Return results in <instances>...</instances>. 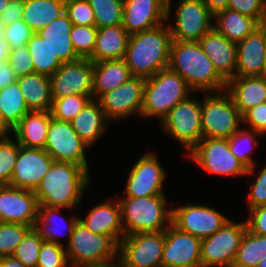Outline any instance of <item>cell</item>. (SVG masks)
<instances>
[{"instance_id": "obj_30", "label": "cell", "mask_w": 266, "mask_h": 267, "mask_svg": "<svg viewBox=\"0 0 266 267\" xmlns=\"http://www.w3.org/2000/svg\"><path fill=\"white\" fill-rule=\"evenodd\" d=\"M124 59L102 60L93 63V99L109 92L132 78Z\"/></svg>"}, {"instance_id": "obj_36", "label": "cell", "mask_w": 266, "mask_h": 267, "mask_svg": "<svg viewBox=\"0 0 266 267\" xmlns=\"http://www.w3.org/2000/svg\"><path fill=\"white\" fill-rule=\"evenodd\" d=\"M266 257V235L246 230L232 267H256Z\"/></svg>"}, {"instance_id": "obj_33", "label": "cell", "mask_w": 266, "mask_h": 267, "mask_svg": "<svg viewBox=\"0 0 266 267\" xmlns=\"http://www.w3.org/2000/svg\"><path fill=\"white\" fill-rule=\"evenodd\" d=\"M260 26L256 19L229 8L214 14L213 28L235 43L243 40Z\"/></svg>"}, {"instance_id": "obj_1", "label": "cell", "mask_w": 266, "mask_h": 267, "mask_svg": "<svg viewBox=\"0 0 266 267\" xmlns=\"http://www.w3.org/2000/svg\"><path fill=\"white\" fill-rule=\"evenodd\" d=\"M90 176L84 167L54 161L34 190L39 205L75 210L81 204L85 190L89 188Z\"/></svg>"}, {"instance_id": "obj_43", "label": "cell", "mask_w": 266, "mask_h": 267, "mask_svg": "<svg viewBox=\"0 0 266 267\" xmlns=\"http://www.w3.org/2000/svg\"><path fill=\"white\" fill-rule=\"evenodd\" d=\"M31 228L26 224L0 222V258L12 256Z\"/></svg>"}, {"instance_id": "obj_60", "label": "cell", "mask_w": 266, "mask_h": 267, "mask_svg": "<svg viewBox=\"0 0 266 267\" xmlns=\"http://www.w3.org/2000/svg\"><path fill=\"white\" fill-rule=\"evenodd\" d=\"M260 77L266 79V52H265L264 64H263Z\"/></svg>"}, {"instance_id": "obj_18", "label": "cell", "mask_w": 266, "mask_h": 267, "mask_svg": "<svg viewBox=\"0 0 266 267\" xmlns=\"http://www.w3.org/2000/svg\"><path fill=\"white\" fill-rule=\"evenodd\" d=\"M49 78L53 99L73 94L93 96V62L90 59L63 63Z\"/></svg>"}, {"instance_id": "obj_8", "label": "cell", "mask_w": 266, "mask_h": 267, "mask_svg": "<svg viewBox=\"0 0 266 267\" xmlns=\"http://www.w3.org/2000/svg\"><path fill=\"white\" fill-rule=\"evenodd\" d=\"M160 128L188 154L203 138L201 100L189 95L176 104L160 122Z\"/></svg>"}, {"instance_id": "obj_25", "label": "cell", "mask_w": 266, "mask_h": 267, "mask_svg": "<svg viewBox=\"0 0 266 267\" xmlns=\"http://www.w3.org/2000/svg\"><path fill=\"white\" fill-rule=\"evenodd\" d=\"M69 210L64 207H49L45 205L38 206V218L35 224V229L39 232L43 240L48 242H54L61 246H64L61 240H58L67 233V244L70 241L76 223L79 221V216H73L65 218L61 214L63 211ZM61 222V223H60ZM62 224V225H61ZM63 231V233H61ZM66 231V233H65ZM60 232V233H59Z\"/></svg>"}, {"instance_id": "obj_38", "label": "cell", "mask_w": 266, "mask_h": 267, "mask_svg": "<svg viewBox=\"0 0 266 267\" xmlns=\"http://www.w3.org/2000/svg\"><path fill=\"white\" fill-rule=\"evenodd\" d=\"M258 137L265 138L260 132L249 128H240L235 134L228 138L231 153L247 168H252L256 163L252 154L258 146ZM257 139V140H256ZM256 146V147H255ZM251 154V155H250Z\"/></svg>"}, {"instance_id": "obj_7", "label": "cell", "mask_w": 266, "mask_h": 267, "mask_svg": "<svg viewBox=\"0 0 266 267\" xmlns=\"http://www.w3.org/2000/svg\"><path fill=\"white\" fill-rule=\"evenodd\" d=\"M201 124L203 138L228 139L242 126V115L226 91L203 93Z\"/></svg>"}, {"instance_id": "obj_2", "label": "cell", "mask_w": 266, "mask_h": 267, "mask_svg": "<svg viewBox=\"0 0 266 267\" xmlns=\"http://www.w3.org/2000/svg\"><path fill=\"white\" fill-rule=\"evenodd\" d=\"M168 67L195 93L226 90L227 82L218 74L198 41L172 40Z\"/></svg>"}, {"instance_id": "obj_39", "label": "cell", "mask_w": 266, "mask_h": 267, "mask_svg": "<svg viewBox=\"0 0 266 267\" xmlns=\"http://www.w3.org/2000/svg\"><path fill=\"white\" fill-rule=\"evenodd\" d=\"M95 15V26L121 25L124 0H88Z\"/></svg>"}, {"instance_id": "obj_47", "label": "cell", "mask_w": 266, "mask_h": 267, "mask_svg": "<svg viewBox=\"0 0 266 267\" xmlns=\"http://www.w3.org/2000/svg\"><path fill=\"white\" fill-rule=\"evenodd\" d=\"M255 164L252 168L247 169L246 176L257 175L254 178V182L249 187V193L247 194V202L250 209L266 205V164L263 169L260 168L258 173H256Z\"/></svg>"}, {"instance_id": "obj_26", "label": "cell", "mask_w": 266, "mask_h": 267, "mask_svg": "<svg viewBox=\"0 0 266 267\" xmlns=\"http://www.w3.org/2000/svg\"><path fill=\"white\" fill-rule=\"evenodd\" d=\"M226 91L243 115L250 108L266 102V79L260 76H235L227 82Z\"/></svg>"}, {"instance_id": "obj_46", "label": "cell", "mask_w": 266, "mask_h": 267, "mask_svg": "<svg viewBox=\"0 0 266 267\" xmlns=\"http://www.w3.org/2000/svg\"><path fill=\"white\" fill-rule=\"evenodd\" d=\"M65 14L77 26H95V15L88 0H66Z\"/></svg>"}, {"instance_id": "obj_51", "label": "cell", "mask_w": 266, "mask_h": 267, "mask_svg": "<svg viewBox=\"0 0 266 267\" xmlns=\"http://www.w3.org/2000/svg\"><path fill=\"white\" fill-rule=\"evenodd\" d=\"M260 132L266 137V102L250 108L242 115V126Z\"/></svg>"}, {"instance_id": "obj_21", "label": "cell", "mask_w": 266, "mask_h": 267, "mask_svg": "<svg viewBox=\"0 0 266 267\" xmlns=\"http://www.w3.org/2000/svg\"><path fill=\"white\" fill-rule=\"evenodd\" d=\"M53 162L44 149L20 146L10 186L35 190Z\"/></svg>"}, {"instance_id": "obj_35", "label": "cell", "mask_w": 266, "mask_h": 267, "mask_svg": "<svg viewBox=\"0 0 266 267\" xmlns=\"http://www.w3.org/2000/svg\"><path fill=\"white\" fill-rule=\"evenodd\" d=\"M66 0H23L22 20L37 33L65 13Z\"/></svg>"}, {"instance_id": "obj_16", "label": "cell", "mask_w": 266, "mask_h": 267, "mask_svg": "<svg viewBox=\"0 0 266 267\" xmlns=\"http://www.w3.org/2000/svg\"><path fill=\"white\" fill-rule=\"evenodd\" d=\"M145 80L133 76L97 99L108 121L127 120L132 115L141 117Z\"/></svg>"}, {"instance_id": "obj_44", "label": "cell", "mask_w": 266, "mask_h": 267, "mask_svg": "<svg viewBox=\"0 0 266 267\" xmlns=\"http://www.w3.org/2000/svg\"><path fill=\"white\" fill-rule=\"evenodd\" d=\"M96 35V26H72L70 39L80 59H89L92 56Z\"/></svg>"}, {"instance_id": "obj_48", "label": "cell", "mask_w": 266, "mask_h": 267, "mask_svg": "<svg viewBox=\"0 0 266 267\" xmlns=\"http://www.w3.org/2000/svg\"><path fill=\"white\" fill-rule=\"evenodd\" d=\"M228 8L266 24V0H229Z\"/></svg>"}, {"instance_id": "obj_59", "label": "cell", "mask_w": 266, "mask_h": 267, "mask_svg": "<svg viewBox=\"0 0 266 267\" xmlns=\"http://www.w3.org/2000/svg\"><path fill=\"white\" fill-rule=\"evenodd\" d=\"M10 2V0H0V15L6 8V5Z\"/></svg>"}, {"instance_id": "obj_14", "label": "cell", "mask_w": 266, "mask_h": 267, "mask_svg": "<svg viewBox=\"0 0 266 267\" xmlns=\"http://www.w3.org/2000/svg\"><path fill=\"white\" fill-rule=\"evenodd\" d=\"M157 156L156 152H146L132 165L123 195L133 198L165 195L167 172Z\"/></svg>"}, {"instance_id": "obj_4", "label": "cell", "mask_w": 266, "mask_h": 267, "mask_svg": "<svg viewBox=\"0 0 266 267\" xmlns=\"http://www.w3.org/2000/svg\"><path fill=\"white\" fill-rule=\"evenodd\" d=\"M118 201L125 235L165 231L171 224L172 207L168 206L166 195L125 196Z\"/></svg>"}, {"instance_id": "obj_3", "label": "cell", "mask_w": 266, "mask_h": 267, "mask_svg": "<svg viewBox=\"0 0 266 267\" xmlns=\"http://www.w3.org/2000/svg\"><path fill=\"white\" fill-rule=\"evenodd\" d=\"M166 23L130 35L124 60L132 76L147 79L168 67L172 35Z\"/></svg>"}, {"instance_id": "obj_15", "label": "cell", "mask_w": 266, "mask_h": 267, "mask_svg": "<svg viewBox=\"0 0 266 267\" xmlns=\"http://www.w3.org/2000/svg\"><path fill=\"white\" fill-rule=\"evenodd\" d=\"M172 208L171 223L179 230L205 239L219 230L229 218L214 207L187 203Z\"/></svg>"}, {"instance_id": "obj_12", "label": "cell", "mask_w": 266, "mask_h": 267, "mask_svg": "<svg viewBox=\"0 0 266 267\" xmlns=\"http://www.w3.org/2000/svg\"><path fill=\"white\" fill-rule=\"evenodd\" d=\"M165 231L125 235L119 243L123 267H162Z\"/></svg>"}, {"instance_id": "obj_58", "label": "cell", "mask_w": 266, "mask_h": 267, "mask_svg": "<svg viewBox=\"0 0 266 267\" xmlns=\"http://www.w3.org/2000/svg\"><path fill=\"white\" fill-rule=\"evenodd\" d=\"M90 267H123L122 264L117 261L111 264L103 265V266H90Z\"/></svg>"}, {"instance_id": "obj_10", "label": "cell", "mask_w": 266, "mask_h": 267, "mask_svg": "<svg viewBox=\"0 0 266 267\" xmlns=\"http://www.w3.org/2000/svg\"><path fill=\"white\" fill-rule=\"evenodd\" d=\"M246 222L229 219L219 230L201 242V267H232Z\"/></svg>"}, {"instance_id": "obj_22", "label": "cell", "mask_w": 266, "mask_h": 267, "mask_svg": "<svg viewBox=\"0 0 266 267\" xmlns=\"http://www.w3.org/2000/svg\"><path fill=\"white\" fill-rule=\"evenodd\" d=\"M236 44L235 76H260L266 52V24Z\"/></svg>"}, {"instance_id": "obj_19", "label": "cell", "mask_w": 266, "mask_h": 267, "mask_svg": "<svg viewBox=\"0 0 266 267\" xmlns=\"http://www.w3.org/2000/svg\"><path fill=\"white\" fill-rule=\"evenodd\" d=\"M38 206L34 190L0 185V222L35 227Z\"/></svg>"}, {"instance_id": "obj_61", "label": "cell", "mask_w": 266, "mask_h": 267, "mask_svg": "<svg viewBox=\"0 0 266 267\" xmlns=\"http://www.w3.org/2000/svg\"><path fill=\"white\" fill-rule=\"evenodd\" d=\"M5 24L0 19V38H4Z\"/></svg>"}, {"instance_id": "obj_32", "label": "cell", "mask_w": 266, "mask_h": 267, "mask_svg": "<svg viewBox=\"0 0 266 267\" xmlns=\"http://www.w3.org/2000/svg\"><path fill=\"white\" fill-rule=\"evenodd\" d=\"M17 82L29 111L51 110L53 98L49 76L35 72L18 77Z\"/></svg>"}, {"instance_id": "obj_11", "label": "cell", "mask_w": 266, "mask_h": 267, "mask_svg": "<svg viewBox=\"0 0 266 267\" xmlns=\"http://www.w3.org/2000/svg\"><path fill=\"white\" fill-rule=\"evenodd\" d=\"M89 149L73 129L71 122L51 117L44 150L54 161L74 163L89 172L90 164L85 154Z\"/></svg>"}, {"instance_id": "obj_28", "label": "cell", "mask_w": 266, "mask_h": 267, "mask_svg": "<svg viewBox=\"0 0 266 267\" xmlns=\"http://www.w3.org/2000/svg\"><path fill=\"white\" fill-rule=\"evenodd\" d=\"M97 99H91L71 121L80 138L92 148L107 131L109 123Z\"/></svg>"}, {"instance_id": "obj_62", "label": "cell", "mask_w": 266, "mask_h": 267, "mask_svg": "<svg viewBox=\"0 0 266 267\" xmlns=\"http://www.w3.org/2000/svg\"><path fill=\"white\" fill-rule=\"evenodd\" d=\"M256 267H266V257Z\"/></svg>"}, {"instance_id": "obj_56", "label": "cell", "mask_w": 266, "mask_h": 267, "mask_svg": "<svg viewBox=\"0 0 266 267\" xmlns=\"http://www.w3.org/2000/svg\"><path fill=\"white\" fill-rule=\"evenodd\" d=\"M0 267H28L13 256H5L0 258Z\"/></svg>"}, {"instance_id": "obj_5", "label": "cell", "mask_w": 266, "mask_h": 267, "mask_svg": "<svg viewBox=\"0 0 266 267\" xmlns=\"http://www.w3.org/2000/svg\"><path fill=\"white\" fill-rule=\"evenodd\" d=\"M194 93L186 81L169 67L147 78L144 84L141 117L157 118L160 122L170 110Z\"/></svg>"}, {"instance_id": "obj_50", "label": "cell", "mask_w": 266, "mask_h": 267, "mask_svg": "<svg viewBox=\"0 0 266 267\" xmlns=\"http://www.w3.org/2000/svg\"><path fill=\"white\" fill-rule=\"evenodd\" d=\"M8 63L17 77L35 73L32 58L27 45L10 50Z\"/></svg>"}, {"instance_id": "obj_41", "label": "cell", "mask_w": 266, "mask_h": 267, "mask_svg": "<svg viewBox=\"0 0 266 267\" xmlns=\"http://www.w3.org/2000/svg\"><path fill=\"white\" fill-rule=\"evenodd\" d=\"M91 99L93 96L77 94L53 99L51 116L60 121L71 122Z\"/></svg>"}, {"instance_id": "obj_40", "label": "cell", "mask_w": 266, "mask_h": 267, "mask_svg": "<svg viewBox=\"0 0 266 267\" xmlns=\"http://www.w3.org/2000/svg\"><path fill=\"white\" fill-rule=\"evenodd\" d=\"M20 145L10 133L0 136V185H10Z\"/></svg>"}, {"instance_id": "obj_55", "label": "cell", "mask_w": 266, "mask_h": 267, "mask_svg": "<svg viewBox=\"0 0 266 267\" xmlns=\"http://www.w3.org/2000/svg\"><path fill=\"white\" fill-rule=\"evenodd\" d=\"M209 10L215 14L216 12L227 9L229 0H203Z\"/></svg>"}, {"instance_id": "obj_37", "label": "cell", "mask_w": 266, "mask_h": 267, "mask_svg": "<svg viewBox=\"0 0 266 267\" xmlns=\"http://www.w3.org/2000/svg\"><path fill=\"white\" fill-rule=\"evenodd\" d=\"M36 73L51 76L63 62L53 53L45 39L34 33L27 43Z\"/></svg>"}, {"instance_id": "obj_23", "label": "cell", "mask_w": 266, "mask_h": 267, "mask_svg": "<svg viewBox=\"0 0 266 267\" xmlns=\"http://www.w3.org/2000/svg\"><path fill=\"white\" fill-rule=\"evenodd\" d=\"M218 74L228 82L235 77L237 44L214 28L198 41Z\"/></svg>"}, {"instance_id": "obj_45", "label": "cell", "mask_w": 266, "mask_h": 267, "mask_svg": "<svg viewBox=\"0 0 266 267\" xmlns=\"http://www.w3.org/2000/svg\"><path fill=\"white\" fill-rule=\"evenodd\" d=\"M36 267H71L65 247L44 240L39 251Z\"/></svg>"}, {"instance_id": "obj_31", "label": "cell", "mask_w": 266, "mask_h": 267, "mask_svg": "<svg viewBox=\"0 0 266 267\" xmlns=\"http://www.w3.org/2000/svg\"><path fill=\"white\" fill-rule=\"evenodd\" d=\"M73 24L64 13L37 33L46 40L54 54L63 62L79 60L70 39Z\"/></svg>"}, {"instance_id": "obj_53", "label": "cell", "mask_w": 266, "mask_h": 267, "mask_svg": "<svg viewBox=\"0 0 266 267\" xmlns=\"http://www.w3.org/2000/svg\"><path fill=\"white\" fill-rule=\"evenodd\" d=\"M23 7V0H10V2L6 5V8L0 15L1 21L5 25H9L18 20H22Z\"/></svg>"}, {"instance_id": "obj_13", "label": "cell", "mask_w": 266, "mask_h": 267, "mask_svg": "<svg viewBox=\"0 0 266 267\" xmlns=\"http://www.w3.org/2000/svg\"><path fill=\"white\" fill-rule=\"evenodd\" d=\"M172 21V40L199 41L213 29L214 14L203 0H180Z\"/></svg>"}, {"instance_id": "obj_6", "label": "cell", "mask_w": 266, "mask_h": 267, "mask_svg": "<svg viewBox=\"0 0 266 267\" xmlns=\"http://www.w3.org/2000/svg\"><path fill=\"white\" fill-rule=\"evenodd\" d=\"M65 247L71 267L103 266L119 260V243L112 236L91 232L81 221Z\"/></svg>"}, {"instance_id": "obj_27", "label": "cell", "mask_w": 266, "mask_h": 267, "mask_svg": "<svg viewBox=\"0 0 266 267\" xmlns=\"http://www.w3.org/2000/svg\"><path fill=\"white\" fill-rule=\"evenodd\" d=\"M51 117L50 111H29L10 134L22 147L44 149Z\"/></svg>"}, {"instance_id": "obj_49", "label": "cell", "mask_w": 266, "mask_h": 267, "mask_svg": "<svg viewBox=\"0 0 266 267\" xmlns=\"http://www.w3.org/2000/svg\"><path fill=\"white\" fill-rule=\"evenodd\" d=\"M33 34V30L23 20H18L5 25L4 39L8 42L10 50H13L27 45Z\"/></svg>"}, {"instance_id": "obj_20", "label": "cell", "mask_w": 266, "mask_h": 267, "mask_svg": "<svg viewBox=\"0 0 266 267\" xmlns=\"http://www.w3.org/2000/svg\"><path fill=\"white\" fill-rule=\"evenodd\" d=\"M201 242L171 223L165 230L162 267H201Z\"/></svg>"}, {"instance_id": "obj_24", "label": "cell", "mask_w": 266, "mask_h": 267, "mask_svg": "<svg viewBox=\"0 0 266 267\" xmlns=\"http://www.w3.org/2000/svg\"><path fill=\"white\" fill-rule=\"evenodd\" d=\"M104 200L89 209L81 221L91 232L112 236L118 243L125 236L121 222V207L117 200Z\"/></svg>"}, {"instance_id": "obj_9", "label": "cell", "mask_w": 266, "mask_h": 267, "mask_svg": "<svg viewBox=\"0 0 266 267\" xmlns=\"http://www.w3.org/2000/svg\"><path fill=\"white\" fill-rule=\"evenodd\" d=\"M186 155L209 174L246 177L247 168L231 153L228 139L202 138Z\"/></svg>"}, {"instance_id": "obj_52", "label": "cell", "mask_w": 266, "mask_h": 267, "mask_svg": "<svg viewBox=\"0 0 266 267\" xmlns=\"http://www.w3.org/2000/svg\"><path fill=\"white\" fill-rule=\"evenodd\" d=\"M247 216V230L258 235H266V205L250 209Z\"/></svg>"}, {"instance_id": "obj_17", "label": "cell", "mask_w": 266, "mask_h": 267, "mask_svg": "<svg viewBox=\"0 0 266 267\" xmlns=\"http://www.w3.org/2000/svg\"><path fill=\"white\" fill-rule=\"evenodd\" d=\"M172 0H124L121 25L130 34L156 28L171 18Z\"/></svg>"}, {"instance_id": "obj_57", "label": "cell", "mask_w": 266, "mask_h": 267, "mask_svg": "<svg viewBox=\"0 0 266 267\" xmlns=\"http://www.w3.org/2000/svg\"><path fill=\"white\" fill-rule=\"evenodd\" d=\"M10 48L8 42L4 38H0V64L8 61Z\"/></svg>"}, {"instance_id": "obj_42", "label": "cell", "mask_w": 266, "mask_h": 267, "mask_svg": "<svg viewBox=\"0 0 266 267\" xmlns=\"http://www.w3.org/2000/svg\"><path fill=\"white\" fill-rule=\"evenodd\" d=\"M43 241L39 232L33 227L18 244L12 256L21 261L25 266L36 267Z\"/></svg>"}, {"instance_id": "obj_29", "label": "cell", "mask_w": 266, "mask_h": 267, "mask_svg": "<svg viewBox=\"0 0 266 267\" xmlns=\"http://www.w3.org/2000/svg\"><path fill=\"white\" fill-rule=\"evenodd\" d=\"M130 34L122 25L97 28L92 56L93 63L102 60L124 59Z\"/></svg>"}, {"instance_id": "obj_54", "label": "cell", "mask_w": 266, "mask_h": 267, "mask_svg": "<svg viewBox=\"0 0 266 267\" xmlns=\"http://www.w3.org/2000/svg\"><path fill=\"white\" fill-rule=\"evenodd\" d=\"M18 77L14 74L8 61L0 64V90L17 82Z\"/></svg>"}, {"instance_id": "obj_34", "label": "cell", "mask_w": 266, "mask_h": 267, "mask_svg": "<svg viewBox=\"0 0 266 267\" xmlns=\"http://www.w3.org/2000/svg\"><path fill=\"white\" fill-rule=\"evenodd\" d=\"M29 112L18 82L0 90V131L9 133Z\"/></svg>"}]
</instances>
